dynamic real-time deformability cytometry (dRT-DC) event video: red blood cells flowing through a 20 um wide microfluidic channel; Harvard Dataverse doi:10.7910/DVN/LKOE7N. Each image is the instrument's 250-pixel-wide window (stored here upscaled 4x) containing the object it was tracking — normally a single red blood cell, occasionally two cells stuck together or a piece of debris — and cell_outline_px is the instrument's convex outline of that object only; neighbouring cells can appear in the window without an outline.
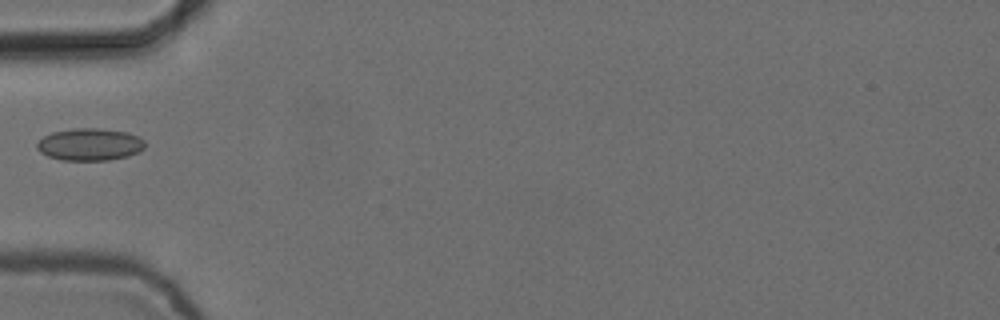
{"species": "common noctule bat (a hibernating species)", "species_latin": "Nyctalus noctula", "temperature_condition": "cold", "stored_images_in_passage": 2, "camera_frame_rate_fps": 3000, "um_per_image_px": 0.085, "animal": {"sex": "female", "body_mass_g": 24.6, "forearm_length_mm": 56.2}, "frame": {"image": 1, "passage_image": 2, "time_ms": 0.333, "image_size_px": [1000, 320], "cell_outline_px": [[144, 148], [140, 152], [128, 156], [108, 160], [60, 160], [48, 156], [40, 152], [36, 148], [36, 144], [44, 136], [52, 132], [72, 128], [96, 128], [128, 132], [144, 140]], "centroid_in_image_um": [7.62, 12.28], "position_along_channel_um": 77.4, "area_um2": 20.35}}